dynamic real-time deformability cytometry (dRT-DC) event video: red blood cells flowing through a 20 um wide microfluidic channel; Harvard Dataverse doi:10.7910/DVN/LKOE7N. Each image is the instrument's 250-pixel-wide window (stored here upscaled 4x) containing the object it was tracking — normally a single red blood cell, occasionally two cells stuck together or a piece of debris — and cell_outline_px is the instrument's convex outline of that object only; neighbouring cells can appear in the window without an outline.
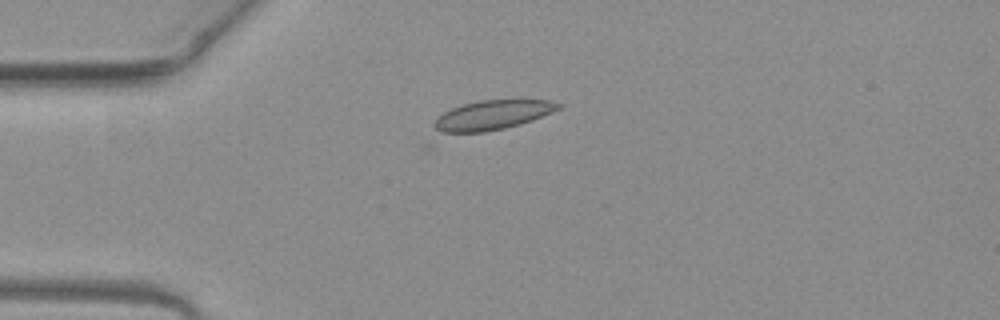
{"species": "common noctule bat (a hibernating species)", "species_latin": "Nyctalus noctula", "temperature_condition": "warm", "stored_images_in_passage": 40, "camera_frame_rate_fps": 3000, "um_per_image_px": 0.085, "animal": {"sex": "female", "body_mass_g": 19.3, "forearm_length_mm": 54.1}, "frame": {"image": 1, "passage_image": 1, "time_ms": 0.0, "image_size_px": [1000, 320], "cell_outline_px": [[564, 104], [560, 108], [552, 112], [532, 120], [520, 124], [432, 148], [424, 148], [424, 144], [432, 124], [444, 112], [452, 108], [464, 104], [480, 100], [552, 100]], "centroid_in_image_um": [41.22, 10.1], "position_along_channel_um": 43.8, "area_um2": 25.61}}
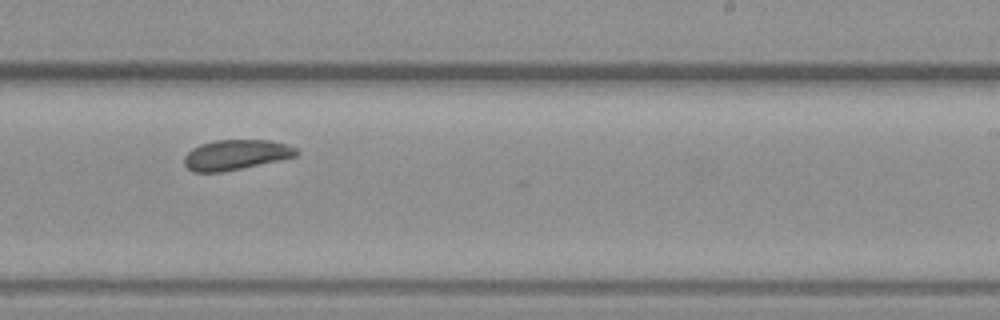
{"frame": {"image": 2, "passage_image": 20, "time_ms": 6.333, "image_size_px": [1000, 320], "cell_outline_px": [[300, 152], [296, 156], [224, 172], [192, 172], [184, 164], [184, 156], [192, 148], [200, 144], [216, 140], [268, 140], [284, 144], [296, 148]], "centroid_in_image_um": [20.01, 13.16], "position_along_channel_um": 269.0, "area_um2": 19.59}}
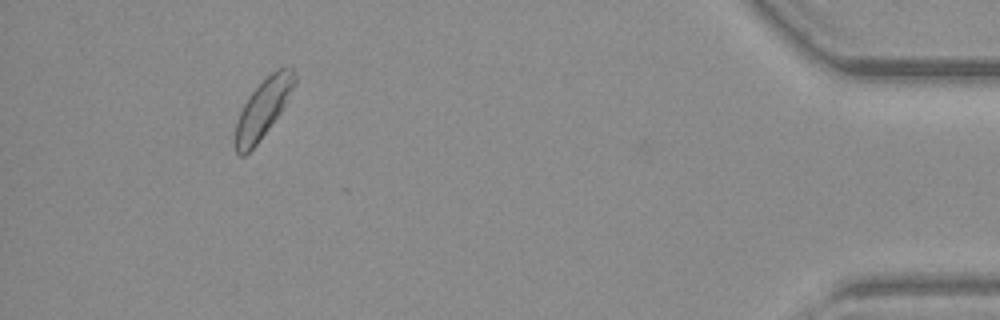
{"frame": {"image": 3, "passage_image": 36, "time_ms": 11.667, "image_size_px": [1000, 320], "cell_outline_px": [[296, 84], [284, 108], [256, 144], [244, 156], [240, 156], [236, 152], [236, 124], [240, 112], [248, 96], [276, 68], [292, 68], [296, 76]], "centroid_in_image_um": [22.39, 9.2], "position_along_channel_um": 412.8, "area_um2": 19.83}, "authors_computed_cell_mechanics": {"area_um2": 20.1144, "velocity_mm_per_s": 3.9445, "shape_relaxation_time_tau1_ms": 1.565, "shape_relaxation_time_tau2_ms": null, "deformation_change_tau1": 0.0781, "deformation_change_tau2": null}}